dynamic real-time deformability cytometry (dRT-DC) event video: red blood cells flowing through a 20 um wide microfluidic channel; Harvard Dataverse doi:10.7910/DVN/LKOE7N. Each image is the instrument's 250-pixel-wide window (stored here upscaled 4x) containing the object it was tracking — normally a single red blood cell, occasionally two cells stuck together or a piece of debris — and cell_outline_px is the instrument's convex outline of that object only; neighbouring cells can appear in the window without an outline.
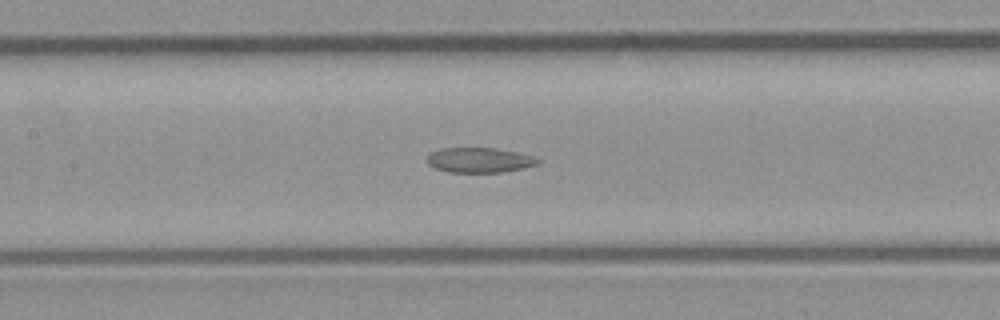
{"species": "common noctule bat (a hibernating species)", "species_latin": "Nyctalus noctula", "temperature_condition": "room temperature", "stored_images_in_passage": 51, "segment_of_instrument_passage": [2, 2], "camera_frame_rate_fps": 3000, "um_per_image_px": 0.085, "animal": {"sex": "male", "body_mass_g": 23.1, "forearm_length_mm": 52.7}, "frame": {"image": 1, "passage_image": 24, "time_ms": 7.667, "image_size_px": [1000, 320], "cell_outline_px": [[540, 164], [524, 168], [504, 172], [448, 172], [436, 168], [428, 164], [428, 152], [440, 148], [496, 148], [516, 152], [532, 156], [540, 160]], "centroid_in_image_um": [40.75, 13.6], "position_along_channel_um": 166.7, "area_um2": 16.18}}
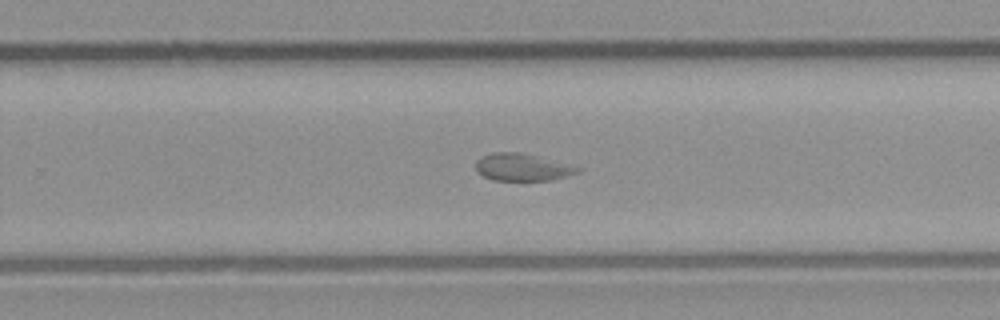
{"frame": {"image": 2, "passage_image": 33, "time_ms": 10.667, "image_size_px": [1000, 320], "cell_outline_px": [[584, 168], [580, 172], [568, 176], [552, 180], [492, 180], [476, 172], [476, 160], [480, 156], [492, 152], [520, 152]], "centroid_in_image_um": [44.39, 14.21], "position_along_channel_um": 285.4, "area_um2": 16.3}}
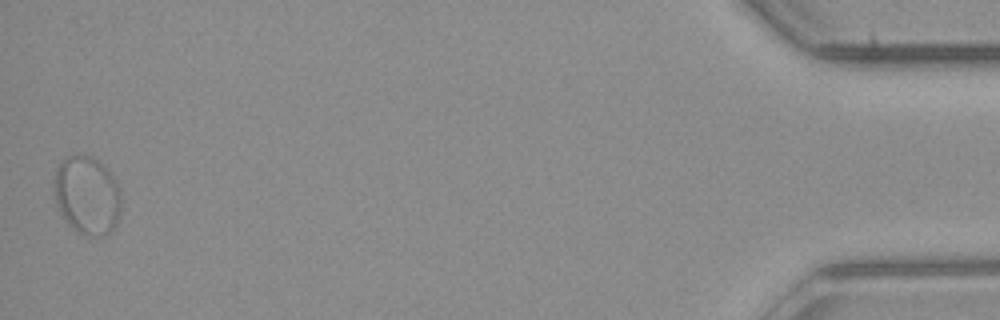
{"frame": {"image": 3, "passage_image": 51, "time_ms": 16.667, "image_size_px": [1000, 320], "cell_outline_px": [[120, 212], [116, 224], [104, 236], [88, 236], [80, 232], [68, 224], [64, 220], [56, 204], [52, 188], [56, 168], [68, 156], [88, 156], [100, 160], [104, 164], [116, 180], [120, 188]], "centroid_in_image_um": [7.39, 16.59], "position_along_channel_um": 427.8, "area_um2": 30.81}}